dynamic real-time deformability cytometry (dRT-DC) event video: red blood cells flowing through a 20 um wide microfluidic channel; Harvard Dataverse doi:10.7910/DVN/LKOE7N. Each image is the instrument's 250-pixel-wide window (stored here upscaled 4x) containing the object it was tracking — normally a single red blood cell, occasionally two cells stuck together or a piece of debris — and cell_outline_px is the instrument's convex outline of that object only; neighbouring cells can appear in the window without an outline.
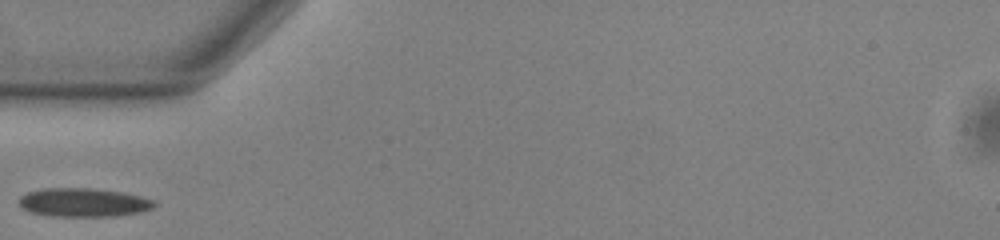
{"species": "common noctule bat (a hibernating species)", "species_latin": "Nyctalus noctula", "temperature_condition": "warm", "stored_images_in_passage": 19, "camera_frame_rate_fps": 3000, "um_per_image_px": 0.085, "animal": {"sex": "male", "body_mass_g": 13.0, "forearm_length_mm": 53.1}, "frame": {"image": 1, "passage_image": 1, "time_ms": 0.0, "image_size_px": [1000, 240], "cell_outline_px": [[156, 204], [152, 208], [140, 212], [112, 216], [52, 216], [28, 212], [20, 208], [16, 200], [20, 196], [28, 192], [44, 188], [92, 188], [120, 192], [140, 196], [152, 200]], "centroid_in_image_um": [7.0, 17.21], "position_along_channel_um": 78.0, "area_um2": 22.66}}
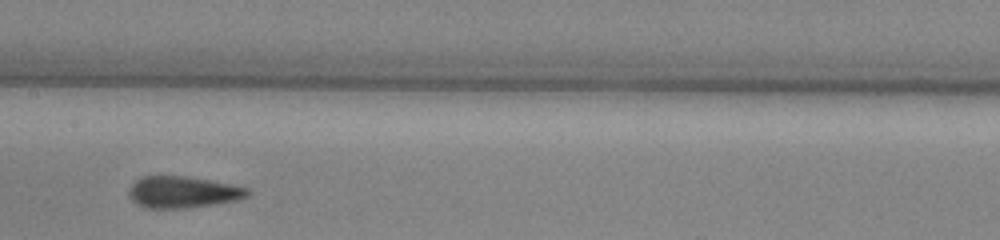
{"frame": {"image": 2, "passage_image": 10, "time_ms": 3.0, "image_size_px": [1000, 240], "cell_outline_px": [[252, 192], [248, 196], [236, 200], [184, 208], [144, 208], [136, 204], [132, 200], [128, 192], [132, 184], [136, 180], [144, 176], [184, 176], [232, 184], [252, 188]], "centroid_in_image_um": [15.56, 16.32], "position_along_channel_um": 191.8, "area_um2": 21.79}}
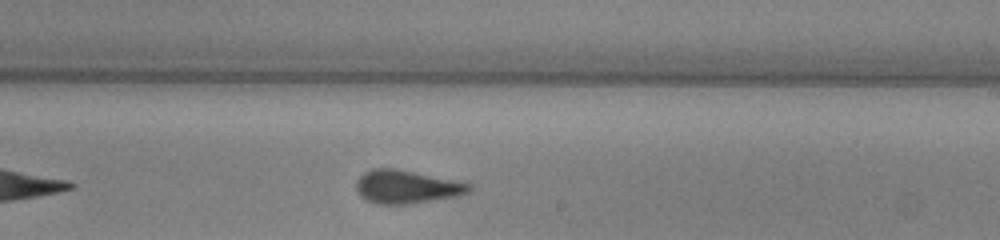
{"frame": {"image": 3, "passage_image": 15, "time_ms": 4.667, "image_size_px": [1000, 240], "cell_outline_px": [[472, 188], [468, 192], [460, 196], [408, 204], [376, 204], [360, 196], [356, 192], [356, 180], [364, 172], [372, 168], [396, 168], [472, 184]], "centroid_in_image_um": [34.54, 15.88], "position_along_channel_um": 254.5, "area_um2": 21.96}}